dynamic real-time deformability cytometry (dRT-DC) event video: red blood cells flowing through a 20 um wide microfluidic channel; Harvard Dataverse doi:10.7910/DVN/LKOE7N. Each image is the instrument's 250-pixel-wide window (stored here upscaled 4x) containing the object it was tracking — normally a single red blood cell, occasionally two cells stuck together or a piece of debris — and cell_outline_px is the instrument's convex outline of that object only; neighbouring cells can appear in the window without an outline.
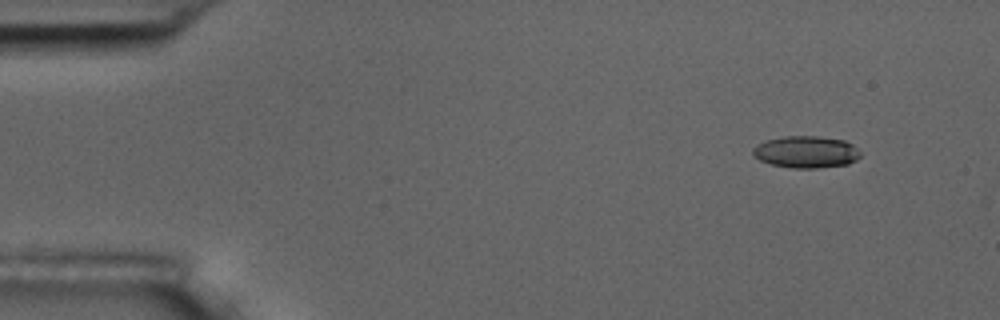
{"species": "common noctule bat (a hibernating species)", "species_latin": "Nyctalus noctula", "temperature_condition": "room temperature", "stored_images_in_passage": 4, "camera_frame_rate_fps": 3000, "um_per_image_px": 0.085, "animal": {"sex": "male", "body_mass_g": 17.5, "forearm_length_mm": 52.3}, "frame": {"image": 1, "passage_image": 1, "time_ms": 0.0, "image_size_px": [1000, 320], "cell_outline_px": [[860, 156], [856, 160], [848, 164], [816, 168], [792, 168], [772, 164], [760, 160], [752, 156], [752, 148], [756, 144], [764, 140], [784, 136], [816, 136], [844, 140], [852, 144], [860, 152]], "centroid_in_image_um": [68.48, 12.91], "position_along_channel_um": 16.5, "area_um2": 20.11}}
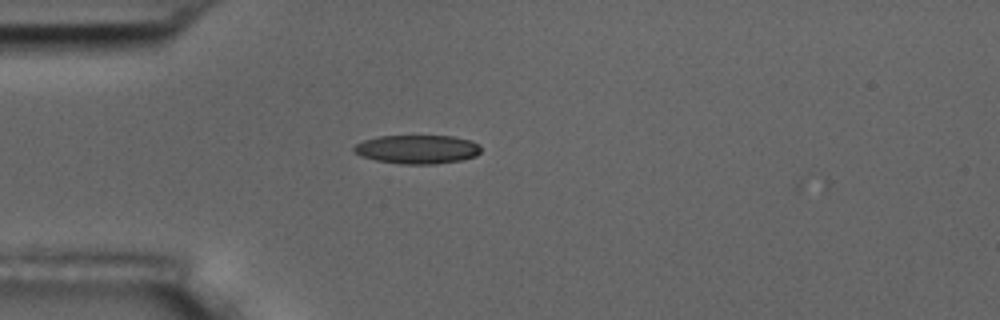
{"frame": {"image": 2, "passage_image": 4, "time_ms": 3.333, "image_size_px": [1000, 320], "cell_outline_px": [[480, 152], [476, 156], [460, 160], [436, 164], [400, 164], [376, 160], [360, 156], [352, 152], [352, 148], [356, 144], [364, 140], [380, 136], [452, 136], [472, 140], [480, 144]], "centroid_in_image_um": [35.46, 12.69], "position_along_channel_um": 49.5, "area_um2": 21.44}}